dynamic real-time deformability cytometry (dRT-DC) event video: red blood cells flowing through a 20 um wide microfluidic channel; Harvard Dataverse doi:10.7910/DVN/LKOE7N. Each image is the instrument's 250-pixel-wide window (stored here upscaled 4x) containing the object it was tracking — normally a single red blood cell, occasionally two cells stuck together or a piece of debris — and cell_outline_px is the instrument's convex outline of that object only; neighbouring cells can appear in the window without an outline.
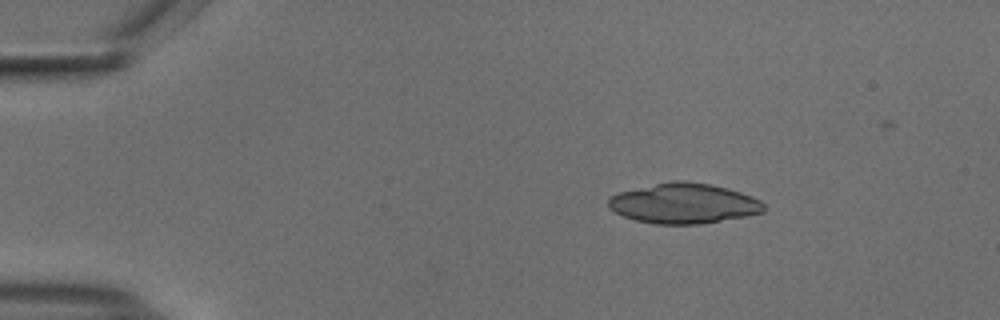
{"species": "common noctule bat (a hibernating species)", "species_latin": "Nyctalus noctula", "temperature_condition": "cold", "stored_images_in_passage": 47, "camera_frame_rate_fps": 3000, "um_per_image_px": 0.085, "animal": {"sex": "male", "body_mass_g": 18.8}, "frame": {"image": 1, "passage_image": 2, "time_ms": 0.333, "image_size_px": [1000, 320], "cell_outline_px": [[764, 212], [748, 216], [700, 224], [656, 224], [636, 220], [624, 216], [608, 208], [608, 196], [620, 192], [672, 180], [684, 180], [712, 184], [728, 188], [752, 196], [760, 200], [764, 204]], "centroid_in_image_um": [58.14, 17.28], "position_along_channel_um": 26.9, "area_um2": 36.53}}